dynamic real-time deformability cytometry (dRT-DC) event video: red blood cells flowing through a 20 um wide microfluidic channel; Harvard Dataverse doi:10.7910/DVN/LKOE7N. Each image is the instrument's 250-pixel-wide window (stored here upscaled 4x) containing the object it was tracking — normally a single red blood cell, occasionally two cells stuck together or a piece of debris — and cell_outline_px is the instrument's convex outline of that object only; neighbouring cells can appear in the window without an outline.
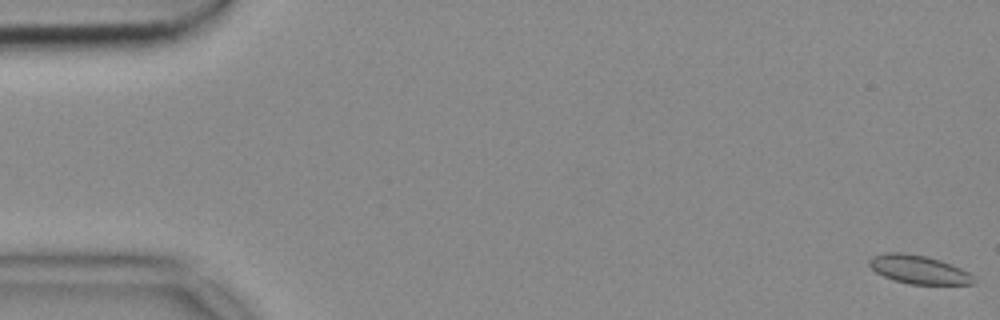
{"species": "common noctule bat (a hibernating species)", "species_latin": "Nyctalus noctula", "temperature_condition": "cold", "stored_images_in_passage": 54, "camera_frame_rate_fps": 3000, "um_per_image_px": 0.085, "animal": {"sex": "female", "body_mass_g": 18.4}, "frame": {"image": 1, "passage_image": 1, "time_ms": 0.0, "image_size_px": [1000, 320], "cell_outline_px": [[976, 284], [908, 284], [884, 276], [876, 272], [868, 264], [868, 260], [872, 256], [888, 252], [900, 252], [924, 256], [940, 260], [960, 268], [968, 272], [976, 280]], "centroid_in_image_um": [78.08, 22.91], "position_along_channel_um": 6.9, "area_um2": 17.17}}
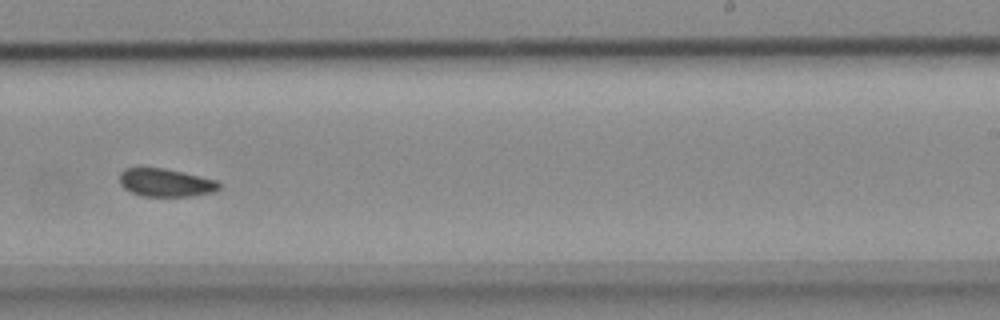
{"frame": {"image": 2, "passage_image": 34, "time_ms": 11.0, "image_size_px": [1000, 320], "cell_outline_px": [[220, 188], [212, 192], [192, 196], [140, 196], [124, 188], [120, 184], [120, 172], [124, 168], [164, 168], [216, 180], [220, 184]], "centroid_in_image_um": [14.06, 15.53], "position_along_channel_um": 274.9, "area_um2": 16.13}}
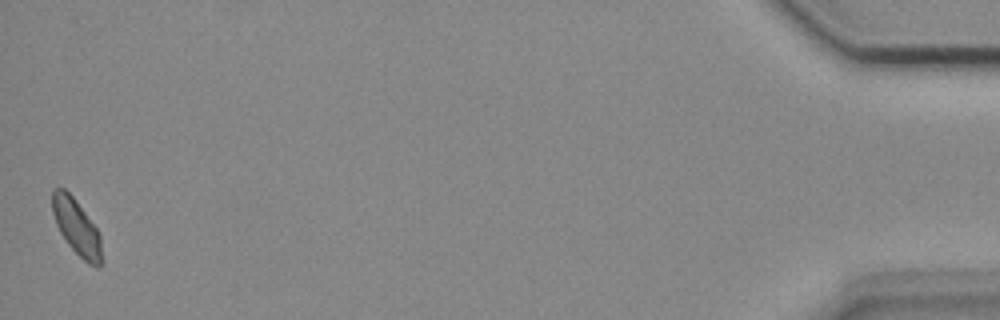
{"frame": {"image": 3, "passage_image": 54, "time_ms": 17.667, "image_size_px": [1000, 320], "cell_outline_px": [[104, 260], [100, 268], [96, 268], [88, 264], [68, 244], [60, 232], [56, 224], [52, 212], [52, 188], [64, 188], [72, 196], [96, 228], [100, 236]], "centroid_in_image_um": [6.53, 19.36], "position_along_channel_um": 428.7, "area_um2": 16.07}}